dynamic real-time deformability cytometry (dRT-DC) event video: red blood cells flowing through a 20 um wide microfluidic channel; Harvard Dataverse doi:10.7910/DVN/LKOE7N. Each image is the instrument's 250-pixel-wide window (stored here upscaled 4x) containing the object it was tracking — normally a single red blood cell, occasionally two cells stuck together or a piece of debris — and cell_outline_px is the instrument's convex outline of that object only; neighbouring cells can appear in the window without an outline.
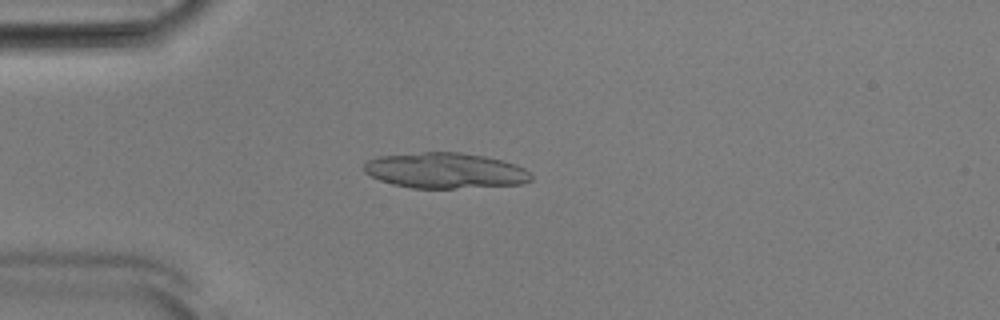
{"species": "Egyptian fruit bat (a non-hibernating species)", "species_latin": "Rousettus aegyptiacus", "temperature_condition": "room temperature", "stored_images_in_passage": 45, "camera_frame_rate_fps": 3000, "um_per_image_px": 0.085, "animal": {"sex": "male"}, "frame": {"image": 1, "passage_image": 7, "time_ms": 2.0, "image_size_px": [1000, 320], "cell_outline_px": [[532, 180], [524, 184], [456, 188], [412, 188], [392, 184], [380, 180], [364, 172], [364, 164], [368, 160], [380, 156], [424, 152], [460, 152], [484, 156], [504, 160], [516, 164], [524, 168], [532, 176]], "centroid_in_image_um": [37.87, 14.5], "position_along_channel_um": 47.1, "area_um2": 34.68}}